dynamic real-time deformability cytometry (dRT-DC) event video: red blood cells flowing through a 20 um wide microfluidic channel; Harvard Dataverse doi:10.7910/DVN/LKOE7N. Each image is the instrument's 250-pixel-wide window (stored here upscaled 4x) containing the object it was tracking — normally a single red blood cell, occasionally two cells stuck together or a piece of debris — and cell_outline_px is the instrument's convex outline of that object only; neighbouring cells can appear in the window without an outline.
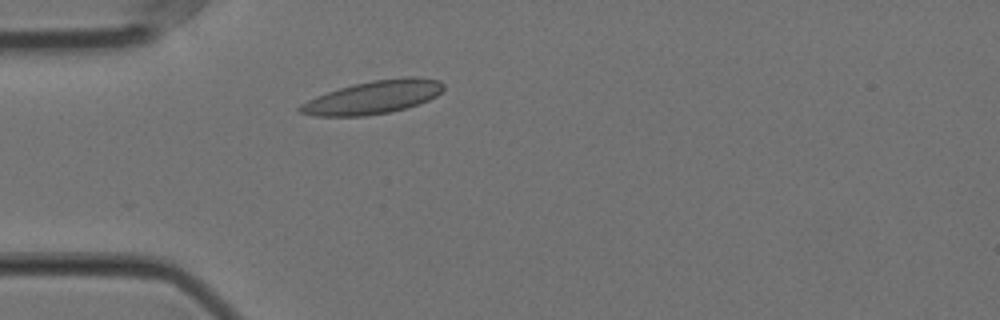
{"species": "Egyptian fruit bat (a non-hibernating species)", "species_latin": "Rousettus aegyptiacus", "temperature_condition": "cold", "stored_images_in_passage": 7, "camera_frame_rate_fps": 3000, "um_per_image_px": 0.085, "animal": {"sex": "female"}, "frame": {"image": 1, "passage_image": 1, "time_ms": 0.0, "image_size_px": [1000, 320], "cell_outline_px": [[444, 88], [436, 96], [428, 100], [404, 108], [388, 112], [364, 116], [316, 116], [300, 112], [296, 108], [300, 104], [316, 96], [352, 84], [372, 80], [412, 76], [416, 76], [440, 80], [444, 84]], "centroid_in_image_um": [31.72, 8.25], "position_along_channel_um": 53.3, "area_um2": 27.57}}
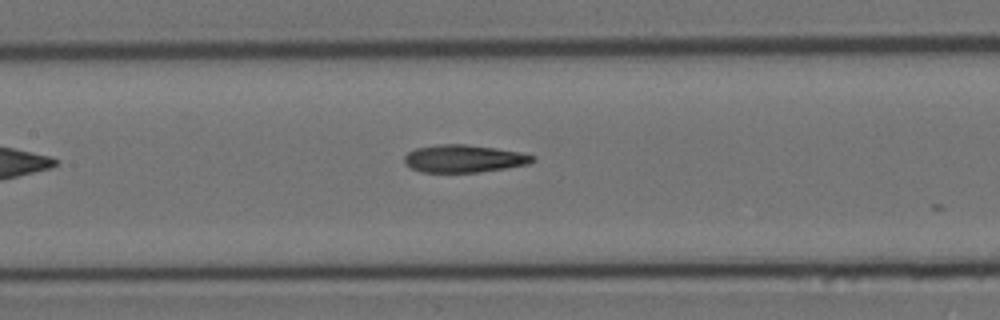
{"frame": {"image": 2, "passage_image": 6, "time_ms": 1.667, "image_size_px": [1000, 320], "cell_outline_px": [[536, 160], [528, 164], [504, 168], [476, 172], [420, 172], [404, 164], [404, 156], [408, 152], [416, 148], [436, 144], [464, 144], [496, 148], [520, 152], [536, 156]], "centroid_in_image_um": [39.41, 13.47], "position_along_channel_um": 168.0, "area_um2": 20.63}}